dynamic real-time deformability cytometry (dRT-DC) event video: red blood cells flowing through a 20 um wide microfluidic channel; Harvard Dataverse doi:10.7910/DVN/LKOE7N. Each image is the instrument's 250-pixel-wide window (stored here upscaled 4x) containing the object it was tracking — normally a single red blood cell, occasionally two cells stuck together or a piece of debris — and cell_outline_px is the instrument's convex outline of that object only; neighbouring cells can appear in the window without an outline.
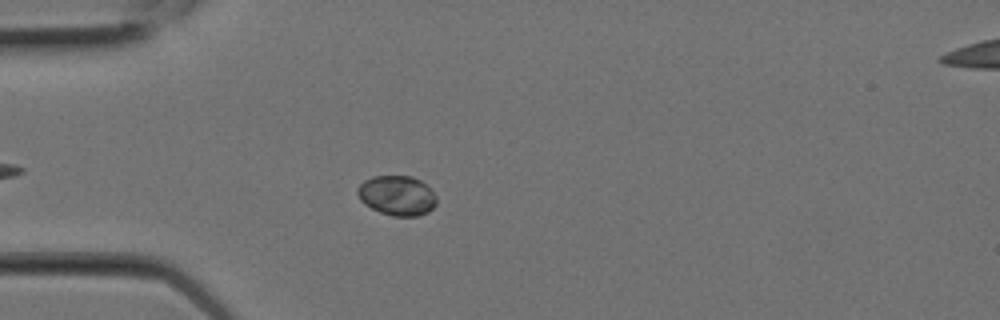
{"species": "Egyptian fruit bat (a non-hibernating species)", "species_latin": "Rousettus aegyptiacus", "temperature_condition": "room temperature", "stored_images_in_passage": 9, "camera_frame_rate_fps": 3000, "um_per_image_px": 0.085, "animal": {"sex": "female"}, "frame": {"image": 1, "passage_image": 6, "time_ms": 1.667, "image_size_px": [1000, 320], "cell_outline_px": [[436, 204], [428, 212], [416, 216], [392, 216], [380, 212], [364, 204], [360, 200], [356, 192], [356, 188], [364, 180], [372, 176], [412, 176], [420, 180], [436, 196]], "centroid_in_image_um": [33.71, 16.62], "position_along_channel_um": 51.3, "area_um2": 18.32}}
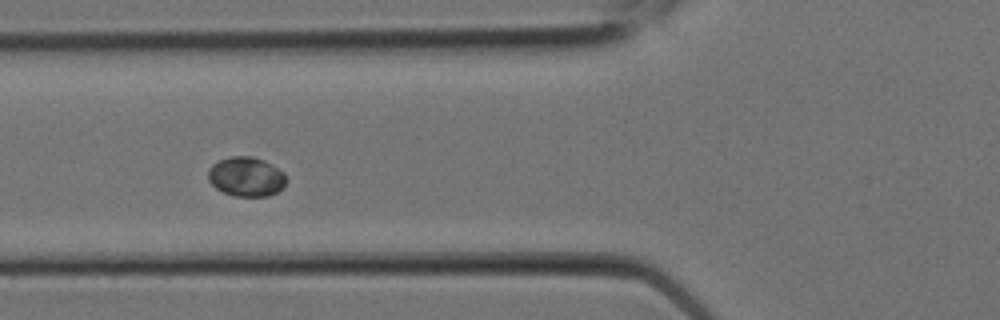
{"frame": {"image": 2, "passage_image": 8, "time_ms": 2.333, "image_size_px": [1000, 320], "cell_outline_px": [[288, 180], [284, 188], [268, 196], [236, 196], [224, 192], [216, 188], [208, 180], [208, 168], [212, 164], [228, 156], [252, 156], [264, 160], [272, 164], [284, 172]], "centroid_in_image_um": [20.96, 15.01], "position_along_channel_um": 104.8, "area_um2": 18.21}}
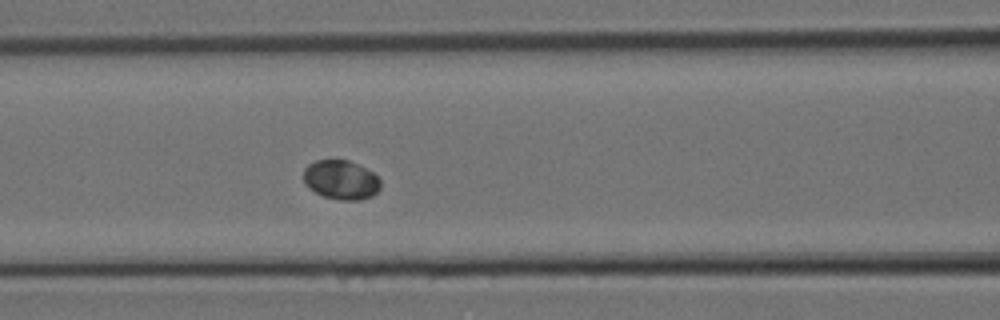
{"frame": {"image": 3, "passage_image": 9, "time_ms": 2.667, "image_size_px": [1000, 320], "cell_outline_px": [[380, 188], [372, 196], [360, 200], [340, 200], [324, 196], [308, 188], [304, 184], [304, 168], [308, 164], [316, 160], [348, 160], [372, 172], [380, 180]], "centroid_in_image_um": [28.96, 15.29], "position_along_channel_um": 137.6, "area_um2": 17.51}}